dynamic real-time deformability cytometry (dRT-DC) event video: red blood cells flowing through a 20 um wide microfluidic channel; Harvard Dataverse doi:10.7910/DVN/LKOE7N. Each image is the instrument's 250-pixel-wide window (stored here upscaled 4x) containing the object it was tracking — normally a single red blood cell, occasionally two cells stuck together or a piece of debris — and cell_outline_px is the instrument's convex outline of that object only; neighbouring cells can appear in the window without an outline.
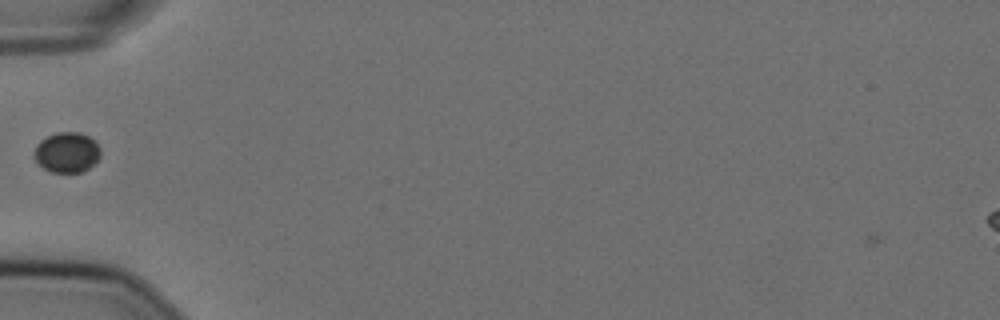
{"species": "Egyptian fruit bat (a non-hibernating species)", "species_latin": "Rousettus aegyptiacus", "temperature_condition": "cold", "stored_images_in_passage": 25, "camera_frame_rate_fps": 3000, "um_per_image_px": 0.085, "animal": {"sex": "female"}, "frame": {"image": 1, "passage_image": 2, "time_ms": 0.333, "image_size_px": [1000, 320], "cell_outline_px": [[100, 156], [84, 172], [52, 172], [44, 168], [36, 160], [36, 144], [40, 140], [56, 132], [80, 132], [96, 140], [100, 148]], "centroid_in_image_um": [5.72, 12.93], "position_along_channel_um": 79.3, "area_um2": 15.43}}
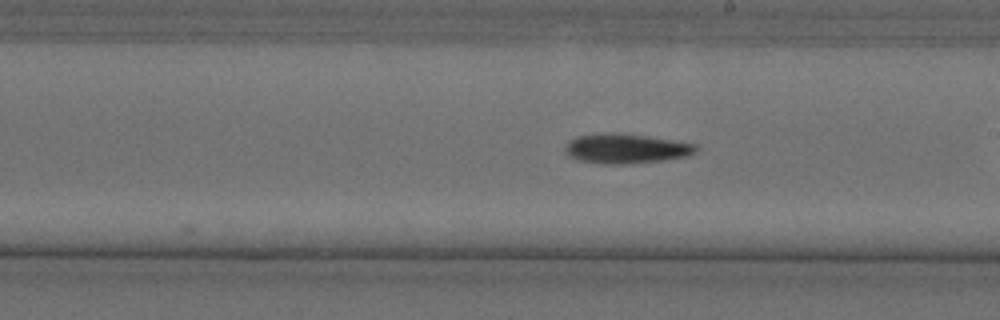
{"frame": {"image": 2, "passage_image": 12, "time_ms": 3.667, "image_size_px": [1000, 320], "cell_outline_px": [[700, 148], [696, 152], [688, 156], [664, 160], [620, 164], [600, 164], [576, 160], [564, 148], [568, 140], [576, 136], [612, 132], [616, 132], [648, 136], [696, 144]], "centroid_in_image_um": [53.22, 12.62], "position_along_channel_um": 235.8, "area_um2": 22.72}}